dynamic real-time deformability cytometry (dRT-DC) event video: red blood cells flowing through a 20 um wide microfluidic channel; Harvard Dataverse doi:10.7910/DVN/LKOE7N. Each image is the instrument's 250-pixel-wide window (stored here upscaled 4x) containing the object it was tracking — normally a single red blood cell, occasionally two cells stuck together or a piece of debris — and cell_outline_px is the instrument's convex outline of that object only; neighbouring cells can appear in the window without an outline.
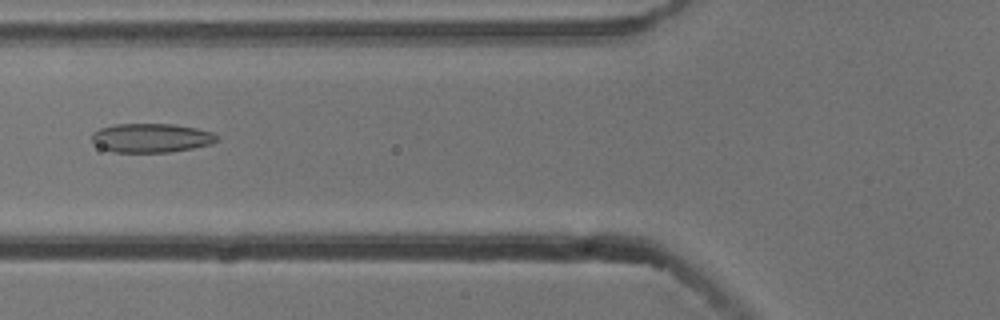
{"species": "common noctule bat (a hibernating species)", "species_latin": "Nyctalus noctula", "temperature_condition": "cold", "stored_images_in_passage": 3, "camera_frame_rate_fps": 3000, "um_per_image_px": 0.085, "animal": {"sex": "male", "body_mass_g": 13.3}, "frame": {"image": 1, "passage_image": 3, "time_ms": 0.667, "image_size_px": [1000, 320], "cell_outline_px": [[216, 140], [208, 144], [192, 148], [168, 152], [112, 152], [100, 148], [92, 140], [92, 132], [100, 128], [116, 124], [172, 124], [196, 128], [212, 132], [216, 136]], "centroid_in_image_um": [12.79, 11.72], "position_along_channel_um": 113.0, "area_um2": 20.92}}